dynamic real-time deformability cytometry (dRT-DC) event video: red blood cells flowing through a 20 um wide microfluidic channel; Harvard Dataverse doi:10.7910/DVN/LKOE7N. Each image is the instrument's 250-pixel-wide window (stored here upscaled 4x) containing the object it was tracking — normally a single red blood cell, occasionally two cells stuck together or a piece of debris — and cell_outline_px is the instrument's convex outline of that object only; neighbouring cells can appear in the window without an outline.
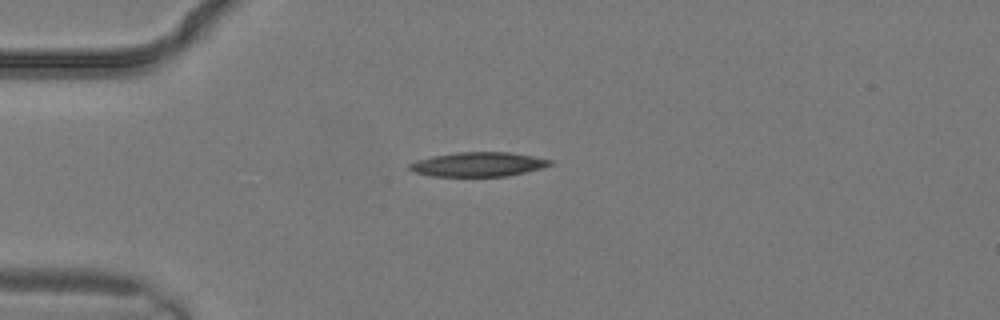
{"species": "common noctule bat (a hibernating species)", "species_latin": "Nyctalus noctula", "temperature_condition": "warm", "stored_images_in_passage": 4, "camera_frame_rate_fps": 3000, "um_per_image_px": 0.085, "animal": {"sex": "male", "body_mass_g": 19.2, "forearm_length_mm": 51.8}, "frame": {"image": 1, "passage_image": 1, "time_ms": 0.0, "image_size_px": [1000, 320], "cell_outline_px": [[552, 164], [544, 168], [508, 176], [432, 176], [412, 172], [408, 168], [408, 164], [416, 160], [432, 156], [456, 152], [508, 152], [532, 156], [552, 160]], "centroid_in_image_um": [40.63, 13.97], "position_along_channel_um": 44.4, "area_um2": 20.06}}
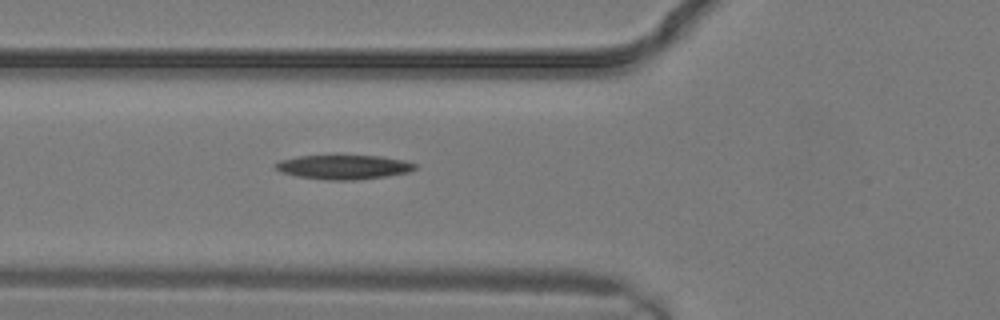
{"frame": {"image": 2, "passage_image": 4, "time_ms": 1.0, "image_size_px": [1000, 320], "cell_outline_px": [[416, 168], [408, 172], [388, 176], [356, 180], [328, 180], [296, 176], [280, 172], [272, 164], [280, 160], [296, 156], [380, 156], [404, 160], [416, 164]], "centroid_in_image_um": [29.18, 14.2], "position_along_channel_um": 96.6, "area_um2": 19.77}}